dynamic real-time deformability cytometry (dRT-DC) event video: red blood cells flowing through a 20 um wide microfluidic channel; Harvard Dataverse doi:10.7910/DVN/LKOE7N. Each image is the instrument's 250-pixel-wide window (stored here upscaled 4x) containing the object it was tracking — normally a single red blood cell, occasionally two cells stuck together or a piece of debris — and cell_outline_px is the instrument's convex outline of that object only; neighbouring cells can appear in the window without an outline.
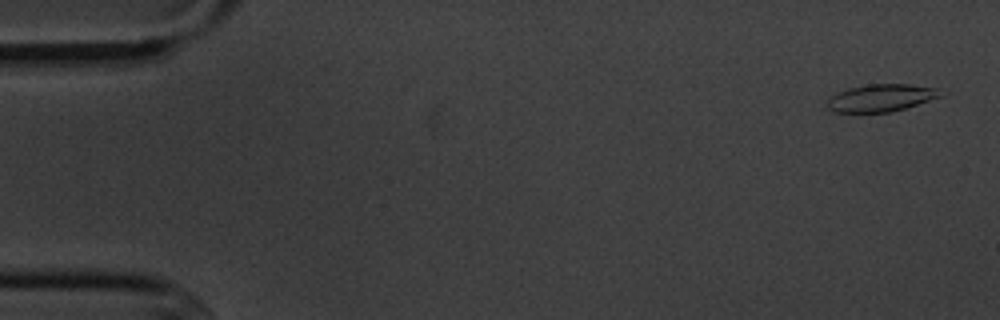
{"species": "common noctule bat (a hibernating species)", "species_latin": "Nyctalus noctula", "temperature_condition": "cold", "stored_images_in_passage": 5, "camera_frame_rate_fps": 3000, "um_per_image_px": 0.085, "animal": {"sex": "male", "body_mass_g": 20.1, "forearm_length_mm": 53.5}, "frame": {"image": 1, "passage_image": 1, "time_ms": 0.0, "image_size_px": [1000, 320], "cell_outline_px": [[944, 96], [892, 112], [836, 112], [828, 108], [828, 100], [832, 96], [848, 88], [868, 84], [908, 84], [936, 88]], "centroid_in_image_um": [74.92, 8.32], "position_along_channel_um": 10.1, "area_um2": 17.86}}